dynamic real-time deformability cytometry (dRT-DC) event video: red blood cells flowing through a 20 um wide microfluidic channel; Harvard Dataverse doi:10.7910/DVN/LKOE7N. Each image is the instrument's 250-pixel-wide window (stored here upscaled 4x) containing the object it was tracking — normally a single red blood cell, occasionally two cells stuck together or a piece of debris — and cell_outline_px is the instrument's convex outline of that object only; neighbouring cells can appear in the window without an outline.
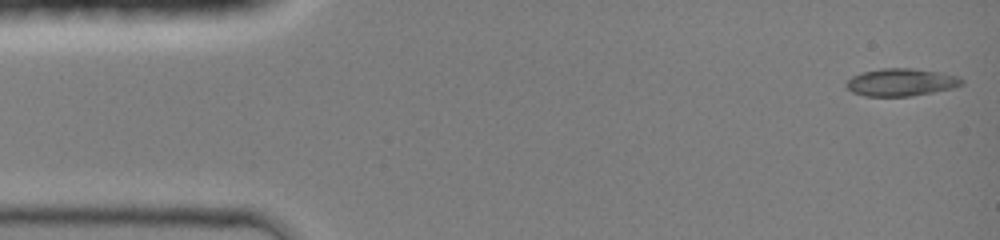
{"species": "common noctule bat (a hibernating species)", "species_latin": "Nyctalus noctula", "temperature_condition": "room temperature", "stored_images_in_passage": 44, "camera_frame_rate_fps": 3000, "um_per_image_px": 0.085, "animal": {"sex": "female", "body_mass_g": 19.0, "forearm_length_mm": 51.5}, "frame": {"image": 1, "passage_image": 1, "time_ms": 0.0, "image_size_px": [1000, 240], "cell_outline_px": [[964, 84], [952, 88], [912, 96], [864, 96], [852, 92], [844, 84], [852, 76], [860, 72], [880, 68], [912, 68], [940, 72], [956, 76], [964, 80]], "centroid_in_image_um": [76.56, 6.98], "position_along_channel_um": 8.4, "area_um2": 18.61}}
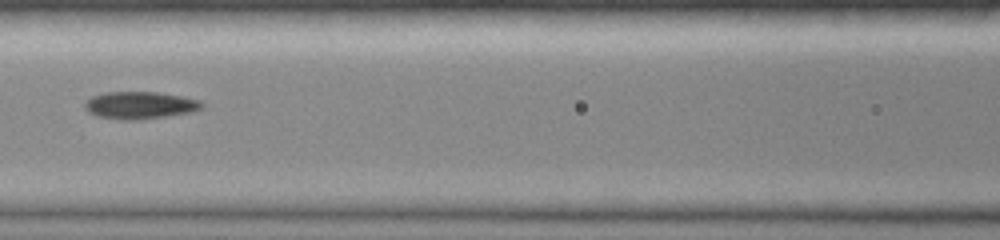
{"frame": {"image": 2, "passage_image": 19, "time_ms": 6.0, "image_size_px": [1000, 240], "cell_outline_px": [[204, 108], [192, 112], [140, 120], [124, 120], [96, 116], [88, 112], [84, 108], [84, 104], [92, 96], [104, 92], [156, 92], [180, 96], [200, 100], [204, 104]], "centroid_in_image_um": [11.9, 8.95], "position_along_channel_um": 154.7, "area_um2": 18.73}}
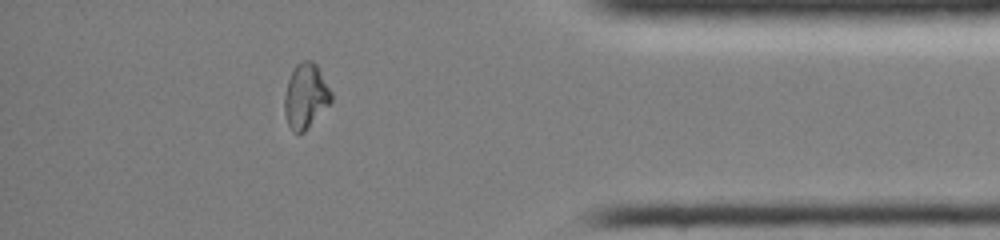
{"frame": {"image": 3, "passage_image": 38, "time_ms": 12.333, "image_size_px": [1000, 240], "cell_outline_px": [[332, 100], [304, 132], [296, 132], [288, 124], [284, 112], [284, 96], [288, 80], [296, 64], [304, 60], [312, 60], [316, 64], [332, 92]], "centroid_in_image_um": [25.98, 8.13], "position_along_channel_um": 409.2, "area_um2": 17.34}}